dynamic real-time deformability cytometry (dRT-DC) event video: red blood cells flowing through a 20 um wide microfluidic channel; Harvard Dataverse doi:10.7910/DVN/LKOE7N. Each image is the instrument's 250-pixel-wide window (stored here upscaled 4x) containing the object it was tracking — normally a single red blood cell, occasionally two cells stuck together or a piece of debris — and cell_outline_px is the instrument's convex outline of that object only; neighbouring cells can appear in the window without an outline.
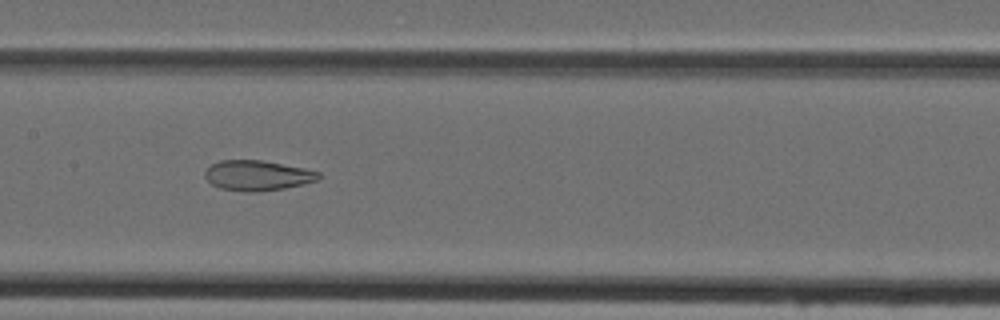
{"species": "Egyptian fruit bat (a non-hibernating species)", "species_latin": "Rousettus aegyptiacus", "temperature_condition": "cold", "stored_images_in_passage": 32, "camera_frame_rate_fps": 3000, "um_per_image_px": 0.085, "animal": {"sex": "female"}, "frame": {"image": 1, "passage_image": 23, "time_ms": 7.333, "image_size_px": [1000, 320], "cell_outline_px": [[324, 176], [316, 180], [304, 184], [284, 188], [252, 192], [244, 192], [220, 188], [212, 184], [204, 176], [204, 172], [212, 164], [220, 160], [260, 160], [304, 168], [320, 172]], "centroid_in_image_um": [21.89, 14.91], "position_along_channel_um": 185.5, "area_um2": 19.94}}
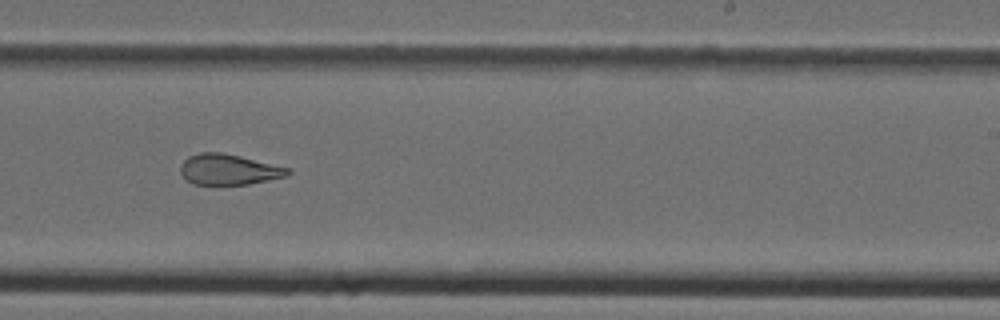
{"frame": {"image": 2, "passage_image": 29, "time_ms": 9.333, "image_size_px": [1000, 320], "cell_outline_px": [[292, 172], [288, 176], [248, 184], [192, 184], [180, 172], [180, 164], [188, 156], [200, 152], [220, 152], [240, 156], [292, 168]], "centroid_in_image_um": [19.47, 14.4], "position_along_channel_um": 269.5, "area_um2": 19.25}}
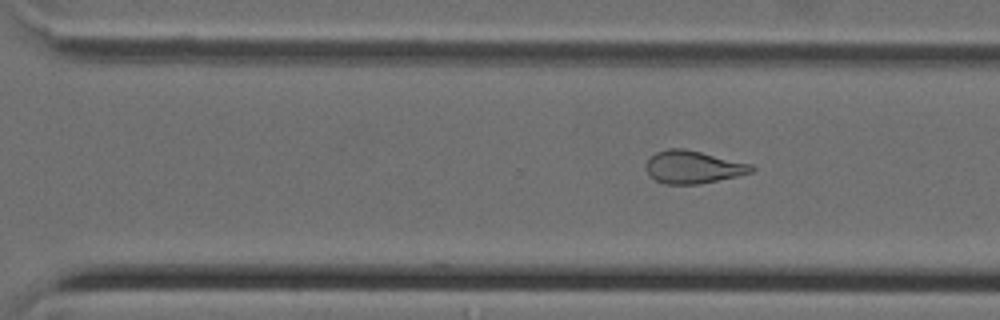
{"frame": {"image": 3, "passage_image": 32, "time_ms": 10.333, "image_size_px": [1000, 320], "cell_outline_px": [[756, 168], [752, 172], [740, 176], [700, 184], [664, 184], [648, 176], [644, 164], [648, 156], [656, 152], [668, 148], [684, 148], [752, 164]], "centroid_in_image_um": [58.88, 14.2], "position_along_channel_um": 311.7, "area_um2": 20.52}}